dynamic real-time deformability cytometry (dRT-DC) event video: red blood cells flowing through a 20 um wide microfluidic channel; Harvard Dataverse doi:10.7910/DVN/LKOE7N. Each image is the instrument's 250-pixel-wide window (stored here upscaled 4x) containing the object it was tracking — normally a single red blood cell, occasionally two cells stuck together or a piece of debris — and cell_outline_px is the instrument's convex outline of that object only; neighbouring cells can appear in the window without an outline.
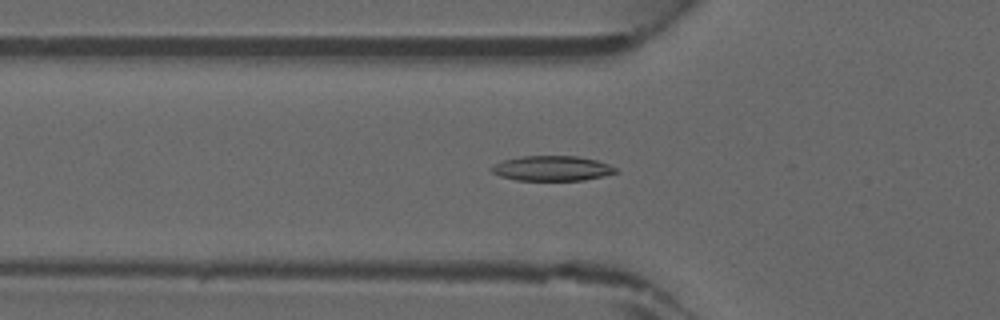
{"species": "common noctule bat (a hibernating species)", "species_latin": "Nyctalus noctula", "temperature_condition": "warm", "stored_images_in_passage": 36, "camera_frame_rate_fps": 3000, "um_per_image_px": 0.085, "animal": {"sex": "male", "forearm_length_mm": 52.5}, "frame": {"image": 1, "passage_image": 6, "time_ms": 1.667, "image_size_px": [1000, 320], "cell_outline_px": [[620, 172], [604, 176], [584, 180], [516, 180], [500, 176], [492, 172], [488, 168], [492, 164], [504, 160], [520, 156], [580, 156], [596, 160], [608, 164], [616, 168]], "centroid_in_image_um": [46.91, 14.31], "position_along_channel_um": 78.9, "area_um2": 18.26}}
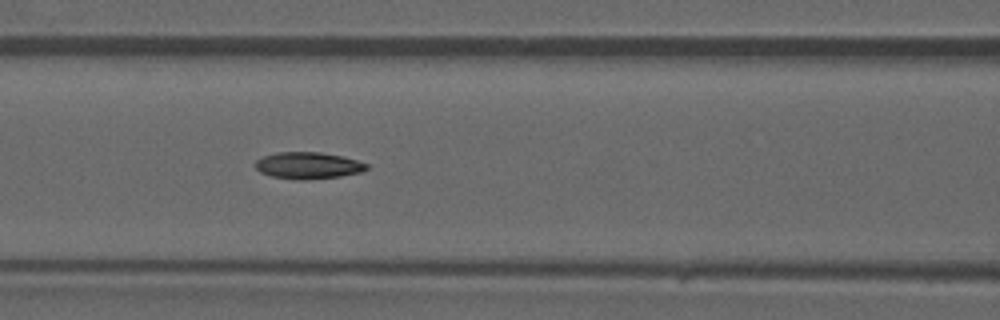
{"frame": {"image": 2, "passage_image": 10, "time_ms": 3.0, "image_size_px": [1000, 320], "cell_outline_px": [[368, 168], [360, 172], [340, 176], [304, 180], [296, 180], [272, 176], [260, 172], [256, 168], [256, 160], [264, 156], [276, 152], [320, 152], [344, 156], [368, 164]], "centroid_in_image_um": [26.19, 14.06], "position_along_channel_um": 140.4, "area_um2": 17.28}}
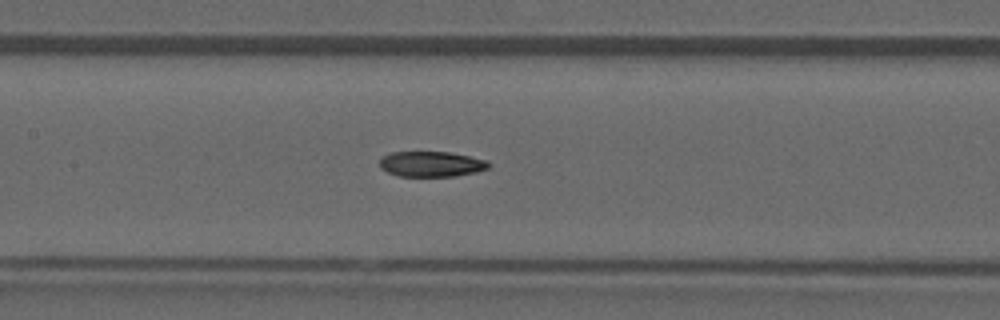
{"frame": {"image": 3, "passage_image": 12, "time_ms": 3.667, "image_size_px": [1000, 320], "cell_outline_px": [[492, 164], [488, 168], [476, 172], [456, 176], [400, 176], [388, 172], [380, 168], [380, 160], [384, 156], [392, 152], [448, 152], [488, 160]], "centroid_in_image_um": [36.7, 13.94], "position_along_channel_um": 170.7, "area_um2": 16.07}}